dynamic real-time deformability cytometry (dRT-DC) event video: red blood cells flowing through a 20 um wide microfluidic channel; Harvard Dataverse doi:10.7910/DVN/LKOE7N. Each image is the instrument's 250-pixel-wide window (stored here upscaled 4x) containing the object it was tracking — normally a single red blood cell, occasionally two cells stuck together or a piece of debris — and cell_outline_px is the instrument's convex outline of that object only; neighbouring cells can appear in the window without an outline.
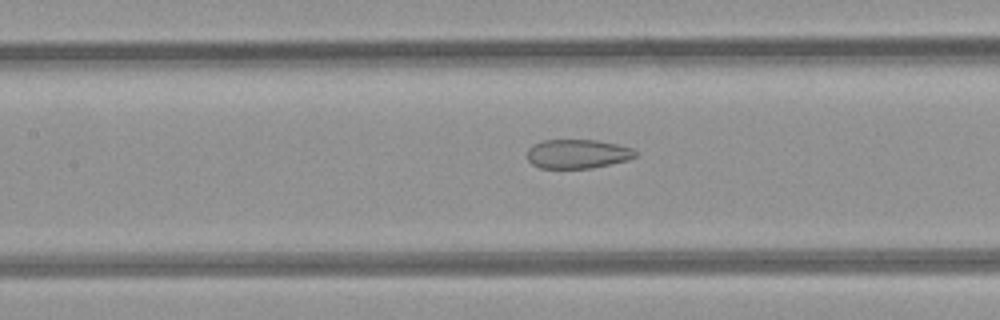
{"species": "common noctule bat (a hibernating species)", "species_latin": "Nyctalus noctula", "temperature_condition": "room temperature", "stored_images_in_passage": 42, "camera_frame_rate_fps": 3000, "um_per_image_px": 0.085, "animal": {"sex": "female", "body_mass_g": 21.9}, "frame": {"image": 1, "passage_image": 15, "time_ms": 4.667, "image_size_px": [1000, 320], "cell_outline_px": [[636, 156], [628, 160], [592, 168], [540, 168], [532, 164], [528, 160], [528, 148], [532, 144], [544, 140], [596, 140], [616, 144], [632, 148], [636, 152]], "centroid_in_image_um": [49.07, 13.08], "position_along_channel_um": 158.3, "area_um2": 18.32}}
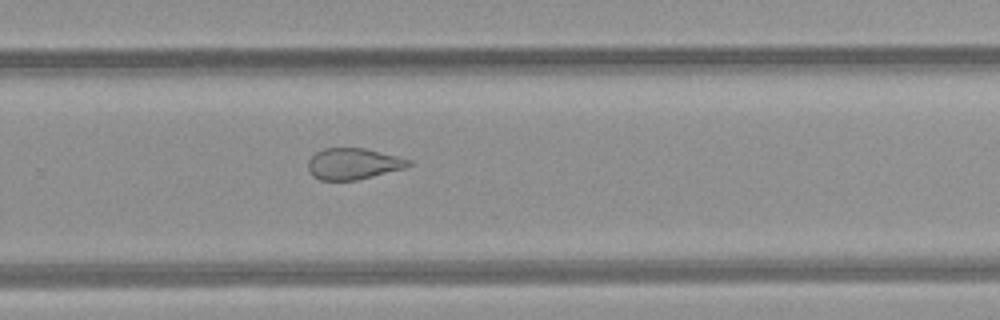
{"frame": {"image": 2, "passage_image": 25, "time_ms": 8.0, "image_size_px": [1000, 320], "cell_outline_px": [[412, 164], [404, 168], [356, 180], [320, 180], [312, 176], [308, 172], [308, 160], [316, 152], [324, 148], [364, 148], [412, 160]], "centroid_in_image_um": [29.99, 13.92], "position_along_channel_um": 299.8, "area_um2": 18.21}}
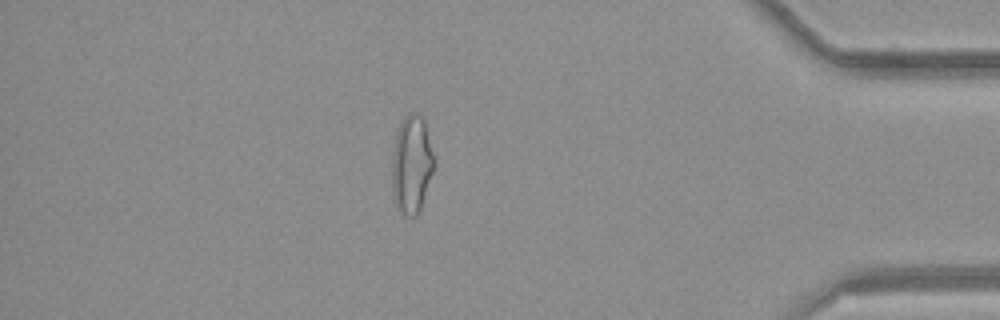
{"frame": {"image": 3, "passage_image": 35, "time_ms": 11.333, "image_size_px": [1000, 320], "cell_outline_px": [[436, 168], [420, 208], [416, 216], [408, 216], [400, 212], [396, 208], [392, 188], [392, 156], [396, 132], [400, 120], [408, 112], [416, 112], [424, 120], [436, 160]], "centroid_in_image_um": [35.01, 13.95], "position_along_channel_um": 400.2, "area_um2": 24.68}, "authors_computed_cell_mechanics": {"area_um2": 21.4438, "velocity_mm_per_s": 4.2674, "shape_relaxation_time_tau1_ms": null, "shape_relaxation_time_tau2_ms": 1.9335, "deformation_change_tau1": null, "deformation_change_tau2": 0.1041}}